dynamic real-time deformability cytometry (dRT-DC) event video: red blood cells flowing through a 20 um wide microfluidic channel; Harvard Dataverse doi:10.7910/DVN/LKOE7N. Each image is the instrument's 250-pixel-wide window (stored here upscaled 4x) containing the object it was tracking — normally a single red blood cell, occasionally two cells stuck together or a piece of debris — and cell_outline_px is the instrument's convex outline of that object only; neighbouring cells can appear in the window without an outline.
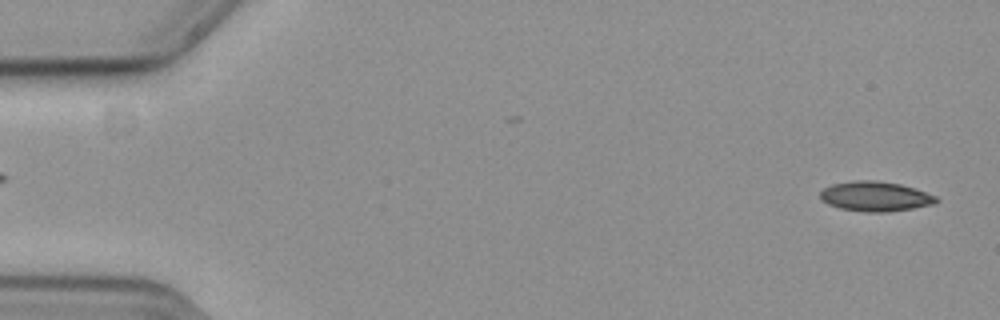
{"species": "common noctule bat (a hibernating species)", "species_latin": "Nyctalus noctula", "temperature_condition": "cold", "stored_images_in_passage": 56, "camera_frame_rate_fps": 3000, "um_per_image_px": 0.085, "animal": {"sex": "female", "body_mass_g": 19.3, "forearm_length_mm": 54.1}, "frame": {"image": 1, "passage_image": 2, "time_ms": 0.333, "image_size_px": [1000, 320], "cell_outline_px": [[940, 200], [932, 204], [912, 208], [884, 212], [868, 212], [840, 208], [828, 204], [820, 200], [820, 192], [824, 188], [832, 184], [856, 180], [872, 180], [900, 184], [936, 196]], "centroid_in_image_um": [74.36, 16.69], "position_along_channel_um": 10.6, "area_um2": 19.88}}
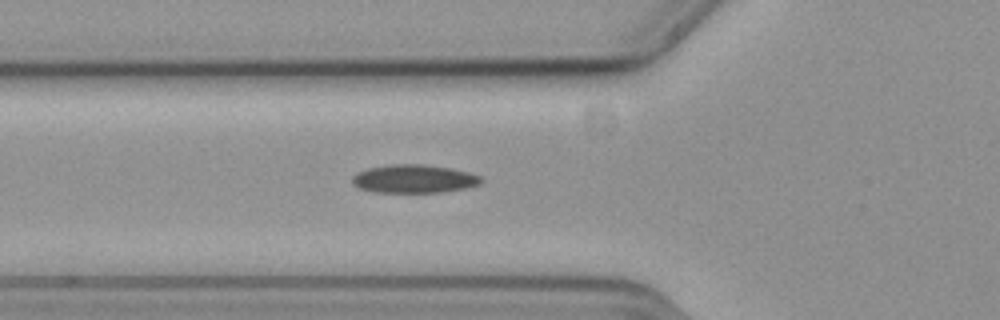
{"frame": {"image": 2, "passage_image": 20, "time_ms": 6.333, "image_size_px": [1000, 320], "cell_outline_px": [[484, 180], [480, 184], [464, 188], [440, 192], [372, 192], [360, 188], [352, 184], [352, 176], [356, 172], [368, 168], [388, 164], [420, 164], [452, 168], [468, 172], [480, 176]], "centroid_in_image_um": [35.16, 15.19], "position_along_channel_um": 90.6, "area_um2": 21.33}}
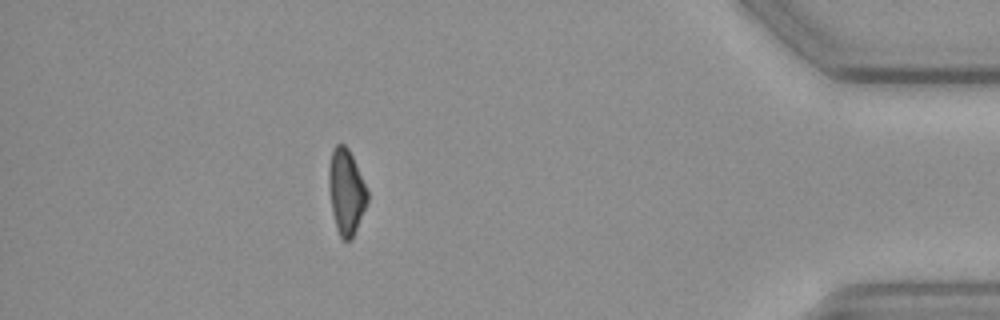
{"frame": {"image": 3, "passage_image": 50, "time_ms": 16.333, "image_size_px": [1000, 320], "cell_outline_px": [[368, 200], [352, 240], [344, 240], [340, 236], [336, 228], [332, 212], [328, 184], [328, 168], [332, 148], [336, 144], [344, 144], [348, 148], [356, 164], [368, 192]], "centroid_in_image_um": [29.41, 16.29], "position_along_channel_um": 405.8, "area_um2": 19.19}}